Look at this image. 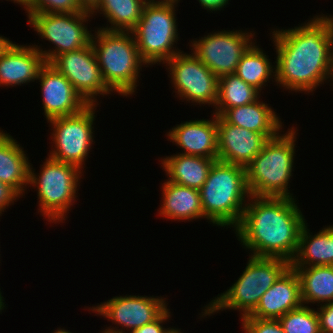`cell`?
<instances>
[{"label": "cell", "instance_id": "836d02e7", "mask_svg": "<svg viewBox=\"0 0 333 333\" xmlns=\"http://www.w3.org/2000/svg\"><path fill=\"white\" fill-rule=\"evenodd\" d=\"M20 195L10 186L0 181V215L9 203L14 202Z\"/></svg>", "mask_w": 333, "mask_h": 333}, {"label": "cell", "instance_id": "5bb4252c", "mask_svg": "<svg viewBox=\"0 0 333 333\" xmlns=\"http://www.w3.org/2000/svg\"><path fill=\"white\" fill-rule=\"evenodd\" d=\"M91 309L118 325L121 324L122 327L133 330L155 321L168 308L163 298L130 295L116 296Z\"/></svg>", "mask_w": 333, "mask_h": 333}, {"label": "cell", "instance_id": "e0dca14e", "mask_svg": "<svg viewBox=\"0 0 333 333\" xmlns=\"http://www.w3.org/2000/svg\"><path fill=\"white\" fill-rule=\"evenodd\" d=\"M301 305L300 278L295 269L289 267L262 295L256 309L245 317L279 319Z\"/></svg>", "mask_w": 333, "mask_h": 333}, {"label": "cell", "instance_id": "d590c367", "mask_svg": "<svg viewBox=\"0 0 333 333\" xmlns=\"http://www.w3.org/2000/svg\"><path fill=\"white\" fill-rule=\"evenodd\" d=\"M81 8L93 14L95 11L94 9L98 6L100 0H77Z\"/></svg>", "mask_w": 333, "mask_h": 333}, {"label": "cell", "instance_id": "4dcf8cb0", "mask_svg": "<svg viewBox=\"0 0 333 333\" xmlns=\"http://www.w3.org/2000/svg\"><path fill=\"white\" fill-rule=\"evenodd\" d=\"M242 321L245 333H284L278 319L243 317Z\"/></svg>", "mask_w": 333, "mask_h": 333}, {"label": "cell", "instance_id": "f35d334b", "mask_svg": "<svg viewBox=\"0 0 333 333\" xmlns=\"http://www.w3.org/2000/svg\"><path fill=\"white\" fill-rule=\"evenodd\" d=\"M54 333H71V332L64 330V329H59L56 332L54 331Z\"/></svg>", "mask_w": 333, "mask_h": 333}, {"label": "cell", "instance_id": "74e56055", "mask_svg": "<svg viewBox=\"0 0 333 333\" xmlns=\"http://www.w3.org/2000/svg\"><path fill=\"white\" fill-rule=\"evenodd\" d=\"M2 298H3V297L1 296V293H0V310H2L3 307H5Z\"/></svg>", "mask_w": 333, "mask_h": 333}, {"label": "cell", "instance_id": "5b68a950", "mask_svg": "<svg viewBox=\"0 0 333 333\" xmlns=\"http://www.w3.org/2000/svg\"><path fill=\"white\" fill-rule=\"evenodd\" d=\"M293 128L288 134L268 139L246 167L247 186L252 196L292 198L287 186L295 153Z\"/></svg>", "mask_w": 333, "mask_h": 333}, {"label": "cell", "instance_id": "d6986e66", "mask_svg": "<svg viewBox=\"0 0 333 333\" xmlns=\"http://www.w3.org/2000/svg\"><path fill=\"white\" fill-rule=\"evenodd\" d=\"M213 120L187 121L172 128L168 137L184 149V155L218 160L217 115Z\"/></svg>", "mask_w": 333, "mask_h": 333}, {"label": "cell", "instance_id": "f546056e", "mask_svg": "<svg viewBox=\"0 0 333 333\" xmlns=\"http://www.w3.org/2000/svg\"><path fill=\"white\" fill-rule=\"evenodd\" d=\"M28 13H64L74 14L86 12L77 0H26Z\"/></svg>", "mask_w": 333, "mask_h": 333}, {"label": "cell", "instance_id": "52a82bcc", "mask_svg": "<svg viewBox=\"0 0 333 333\" xmlns=\"http://www.w3.org/2000/svg\"><path fill=\"white\" fill-rule=\"evenodd\" d=\"M177 2L178 0H148L143 7L141 19L131 30L140 56L146 64L165 63L179 53L172 49L178 38L174 16V5Z\"/></svg>", "mask_w": 333, "mask_h": 333}, {"label": "cell", "instance_id": "7402d4cb", "mask_svg": "<svg viewBox=\"0 0 333 333\" xmlns=\"http://www.w3.org/2000/svg\"><path fill=\"white\" fill-rule=\"evenodd\" d=\"M29 167L21 146L10 135L0 131V181L21 195L24 186L29 185Z\"/></svg>", "mask_w": 333, "mask_h": 333}, {"label": "cell", "instance_id": "ab89813d", "mask_svg": "<svg viewBox=\"0 0 333 333\" xmlns=\"http://www.w3.org/2000/svg\"><path fill=\"white\" fill-rule=\"evenodd\" d=\"M167 333H181L178 329L171 328Z\"/></svg>", "mask_w": 333, "mask_h": 333}, {"label": "cell", "instance_id": "83f0119b", "mask_svg": "<svg viewBox=\"0 0 333 333\" xmlns=\"http://www.w3.org/2000/svg\"><path fill=\"white\" fill-rule=\"evenodd\" d=\"M273 70L262 50L252 44L242 55L235 73L247 84L260 91L271 73H276Z\"/></svg>", "mask_w": 333, "mask_h": 333}, {"label": "cell", "instance_id": "f1b7e54d", "mask_svg": "<svg viewBox=\"0 0 333 333\" xmlns=\"http://www.w3.org/2000/svg\"><path fill=\"white\" fill-rule=\"evenodd\" d=\"M278 320L284 333H321L317 311L303 304Z\"/></svg>", "mask_w": 333, "mask_h": 333}, {"label": "cell", "instance_id": "7a4b0ae2", "mask_svg": "<svg viewBox=\"0 0 333 333\" xmlns=\"http://www.w3.org/2000/svg\"><path fill=\"white\" fill-rule=\"evenodd\" d=\"M245 203L244 213L235 228L239 241L253 250L251 256L294 258L305 219L294 198L257 197Z\"/></svg>", "mask_w": 333, "mask_h": 333}, {"label": "cell", "instance_id": "3957f363", "mask_svg": "<svg viewBox=\"0 0 333 333\" xmlns=\"http://www.w3.org/2000/svg\"><path fill=\"white\" fill-rule=\"evenodd\" d=\"M199 191L204 218L222 227L233 225L236 228L239 225L245 209V196H251L246 168L217 160Z\"/></svg>", "mask_w": 333, "mask_h": 333}, {"label": "cell", "instance_id": "ba28073f", "mask_svg": "<svg viewBox=\"0 0 333 333\" xmlns=\"http://www.w3.org/2000/svg\"><path fill=\"white\" fill-rule=\"evenodd\" d=\"M39 178L29 167V184L38 188L40 212L50 221H61L75 199L80 169L52 158L46 159ZM80 175V176H79ZM38 185V186H37ZM58 220V221H57Z\"/></svg>", "mask_w": 333, "mask_h": 333}, {"label": "cell", "instance_id": "ffe728a7", "mask_svg": "<svg viewBox=\"0 0 333 333\" xmlns=\"http://www.w3.org/2000/svg\"><path fill=\"white\" fill-rule=\"evenodd\" d=\"M220 116L232 125L261 133L267 139L277 136L282 126L272 108L258 99L247 105L226 109Z\"/></svg>", "mask_w": 333, "mask_h": 333}, {"label": "cell", "instance_id": "ac0fdd59", "mask_svg": "<svg viewBox=\"0 0 333 333\" xmlns=\"http://www.w3.org/2000/svg\"><path fill=\"white\" fill-rule=\"evenodd\" d=\"M45 63L35 46H18L10 41L0 53V85H21L37 80Z\"/></svg>", "mask_w": 333, "mask_h": 333}, {"label": "cell", "instance_id": "603a6c76", "mask_svg": "<svg viewBox=\"0 0 333 333\" xmlns=\"http://www.w3.org/2000/svg\"><path fill=\"white\" fill-rule=\"evenodd\" d=\"M162 190L164 198L160 216L176 220L204 217L199 190L168 180L163 184Z\"/></svg>", "mask_w": 333, "mask_h": 333}, {"label": "cell", "instance_id": "cb8c5ba5", "mask_svg": "<svg viewBox=\"0 0 333 333\" xmlns=\"http://www.w3.org/2000/svg\"><path fill=\"white\" fill-rule=\"evenodd\" d=\"M162 161L163 168L170 179L168 181L200 190L216 160L180 153L166 157Z\"/></svg>", "mask_w": 333, "mask_h": 333}, {"label": "cell", "instance_id": "44dd1931", "mask_svg": "<svg viewBox=\"0 0 333 333\" xmlns=\"http://www.w3.org/2000/svg\"><path fill=\"white\" fill-rule=\"evenodd\" d=\"M303 225L297 252L290 262V267L333 266V226L322 229L311 237ZM309 233V235H308Z\"/></svg>", "mask_w": 333, "mask_h": 333}, {"label": "cell", "instance_id": "60d3db41", "mask_svg": "<svg viewBox=\"0 0 333 333\" xmlns=\"http://www.w3.org/2000/svg\"><path fill=\"white\" fill-rule=\"evenodd\" d=\"M13 1L18 4H22V5H25V2H26V0H13Z\"/></svg>", "mask_w": 333, "mask_h": 333}, {"label": "cell", "instance_id": "9c48e42d", "mask_svg": "<svg viewBox=\"0 0 333 333\" xmlns=\"http://www.w3.org/2000/svg\"><path fill=\"white\" fill-rule=\"evenodd\" d=\"M89 14V15H88ZM91 13H28V22L42 38L51 41L55 50L42 51L35 47L50 63L56 56L70 51H76L91 43V35L83 22L87 21Z\"/></svg>", "mask_w": 333, "mask_h": 333}, {"label": "cell", "instance_id": "9a60e30c", "mask_svg": "<svg viewBox=\"0 0 333 333\" xmlns=\"http://www.w3.org/2000/svg\"><path fill=\"white\" fill-rule=\"evenodd\" d=\"M37 79L41 81L42 104L48 121L75 115L88 106L71 82L50 63L41 67Z\"/></svg>", "mask_w": 333, "mask_h": 333}, {"label": "cell", "instance_id": "8992f818", "mask_svg": "<svg viewBox=\"0 0 333 333\" xmlns=\"http://www.w3.org/2000/svg\"><path fill=\"white\" fill-rule=\"evenodd\" d=\"M289 267L290 263L284 259L251 256L237 282L206 307L204 316L226 308L240 309L241 318L250 315L262 295Z\"/></svg>", "mask_w": 333, "mask_h": 333}, {"label": "cell", "instance_id": "8d00e7d4", "mask_svg": "<svg viewBox=\"0 0 333 333\" xmlns=\"http://www.w3.org/2000/svg\"><path fill=\"white\" fill-rule=\"evenodd\" d=\"M9 42V39L7 40V38H4L2 36L0 37V53L8 45Z\"/></svg>", "mask_w": 333, "mask_h": 333}, {"label": "cell", "instance_id": "30bf717a", "mask_svg": "<svg viewBox=\"0 0 333 333\" xmlns=\"http://www.w3.org/2000/svg\"><path fill=\"white\" fill-rule=\"evenodd\" d=\"M95 105H88L81 112L49 120L54 126L53 140L56 148L50 158L82 168L93 142L92 125Z\"/></svg>", "mask_w": 333, "mask_h": 333}, {"label": "cell", "instance_id": "d4e9b609", "mask_svg": "<svg viewBox=\"0 0 333 333\" xmlns=\"http://www.w3.org/2000/svg\"><path fill=\"white\" fill-rule=\"evenodd\" d=\"M300 278L301 302H333V266L291 267Z\"/></svg>", "mask_w": 333, "mask_h": 333}, {"label": "cell", "instance_id": "4316f807", "mask_svg": "<svg viewBox=\"0 0 333 333\" xmlns=\"http://www.w3.org/2000/svg\"><path fill=\"white\" fill-rule=\"evenodd\" d=\"M259 91L247 84L236 73L219 78L216 115H221L226 109L247 105L258 99Z\"/></svg>", "mask_w": 333, "mask_h": 333}, {"label": "cell", "instance_id": "8fae6325", "mask_svg": "<svg viewBox=\"0 0 333 333\" xmlns=\"http://www.w3.org/2000/svg\"><path fill=\"white\" fill-rule=\"evenodd\" d=\"M174 87L180 97L199 104L218 100L219 78L192 53H179L167 60Z\"/></svg>", "mask_w": 333, "mask_h": 333}, {"label": "cell", "instance_id": "484cf974", "mask_svg": "<svg viewBox=\"0 0 333 333\" xmlns=\"http://www.w3.org/2000/svg\"><path fill=\"white\" fill-rule=\"evenodd\" d=\"M144 0H100L94 9L102 11L105 18L113 24L107 31H131L142 17ZM125 29V30H124Z\"/></svg>", "mask_w": 333, "mask_h": 333}, {"label": "cell", "instance_id": "4fadbf2b", "mask_svg": "<svg viewBox=\"0 0 333 333\" xmlns=\"http://www.w3.org/2000/svg\"><path fill=\"white\" fill-rule=\"evenodd\" d=\"M252 33L221 31L194 41V54L218 78L234 74L242 55L252 45Z\"/></svg>", "mask_w": 333, "mask_h": 333}, {"label": "cell", "instance_id": "277c9868", "mask_svg": "<svg viewBox=\"0 0 333 333\" xmlns=\"http://www.w3.org/2000/svg\"><path fill=\"white\" fill-rule=\"evenodd\" d=\"M129 34L131 31L99 29L95 36L98 39L91 38L104 83L111 91L123 96L134 92L140 67L146 64L140 56L134 36L132 38Z\"/></svg>", "mask_w": 333, "mask_h": 333}, {"label": "cell", "instance_id": "2e32d148", "mask_svg": "<svg viewBox=\"0 0 333 333\" xmlns=\"http://www.w3.org/2000/svg\"><path fill=\"white\" fill-rule=\"evenodd\" d=\"M218 161L246 168L268 140L263 134L226 122L217 115Z\"/></svg>", "mask_w": 333, "mask_h": 333}, {"label": "cell", "instance_id": "6da1fadb", "mask_svg": "<svg viewBox=\"0 0 333 333\" xmlns=\"http://www.w3.org/2000/svg\"><path fill=\"white\" fill-rule=\"evenodd\" d=\"M273 36L278 54L275 80L282 87L310 92L333 77V18L317 16Z\"/></svg>", "mask_w": 333, "mask_h": 333}, {"label": "cell", "instance_id": "d6a6232c", "mask_svg": "<svg viewBox=\"0 0 333 333\" xmlns=\"http://www.w3.org/2000/svg\"><path fill=\"white\" fill-rule=\"evenodd\" d=\"M317 311L321 333H333V302L327 303Z\"/></svg>", "mask_w": 333, "mask_h": 333}, {"label": "cell", "instance_id": "1f68e13d", "mask_svg": "<svg viewBox=\"0 0 333 333\" xmlns=\"http://www.w3.org/2000/svg\"><path fill=\"white\" fill-rule=\"evenodd\" d=\"M169 309H167L158 319H156L155 321L145 324L144 326L137 328V329H133L131 333H167L170 329H164L162 327V325H160L164 320H167L170 315L168 312ZM102 333H123L122 330L116 328V330L112 329V328H108V330L106 329L105 331H103Z\"/></svg>", "mask_w": 333, "mask_h": 333}, {"label": "cell", "instance_id": "7c38bea8", "mask_svg": "<svg viewBox=\"0 0 333 333\" xmlns=\"http://www.w3.org/2000/svg\"><path fill=\"white\" fill-rule=\"evenodd\" d=\"M50 64L71 82L88 105H96L95 95L104 96L111 91L103 81L91 43L82 49L56 56Z\"/></svg>", "mask_w": 333, "mask_h": 333}, {"label": "cell", "instance_id": "e575fe53", "mask_svg": "<svg viewBox=\"0 0 333 333\" xmlns=\"http://www.w3.org/2000/svg\"><path fill=\"white\" fill-rule=\"evenodd\" d=\"M228 1L229 0H199V3L205 9L217 11L220 10V8H223L226 3L228 4Z\"/></svg>", "mask_w": 333, "mask_h": 333}]
</instances>
